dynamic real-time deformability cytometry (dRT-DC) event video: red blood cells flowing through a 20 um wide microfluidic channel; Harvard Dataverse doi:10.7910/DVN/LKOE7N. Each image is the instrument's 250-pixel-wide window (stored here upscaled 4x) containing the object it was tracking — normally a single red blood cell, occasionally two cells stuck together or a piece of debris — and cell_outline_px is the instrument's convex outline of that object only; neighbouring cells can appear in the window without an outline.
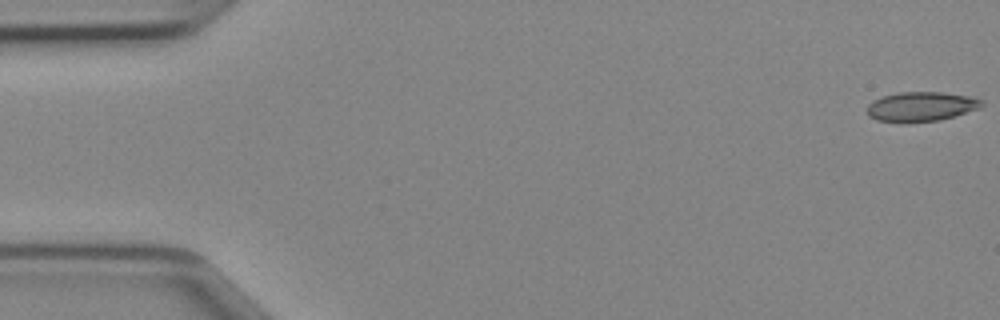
{"species": "Egyptian fruit bat (a non-hibernating species)", "species_latin": "Rousettus aegyptiacus", "temperature_condition": "cold", "stored_images_in_passage": 47, "camera_frame_rate_fps": 3000, "um_per_image_px": 0.085, "animal": {"sex": "female"}, "frame": {"image": 1, "passage_image": 1, "time_ms": 0.0, "image_size_px": [1000, 320], "cell_outline_px": [[976, 100], [968, 108], [952, 116], [932, 120], [880, 120], [872, 116], [868, 112], [868, 108], [876, 100], [888, 96], [908, 92], [932, 92], [960, 96]], "centroid_in_image_um": [78.09, 9.04], "position_along_channel_um": 6.9, "area_um2": 16.82}}
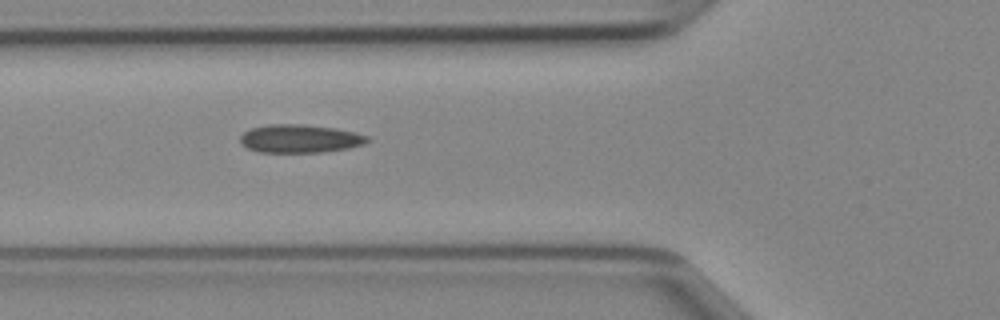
{"frame": {"image": 2, "passage_image": 17, "time_ms": 5.333, "image_size_px": [1000, 320], "cell_outline_px": [[364, 140], [356, 144], [340, 148], [312, 152], [268, 152], [252, 148], [244, 144], [240, 140], [244, 132], [256, 128], [324, 128], [348, 132], [364, 136]], "centroid_in_image_um": [25.38, 11.86], "position_along_channel_um": 100.4, "area_um2": 17.51}}
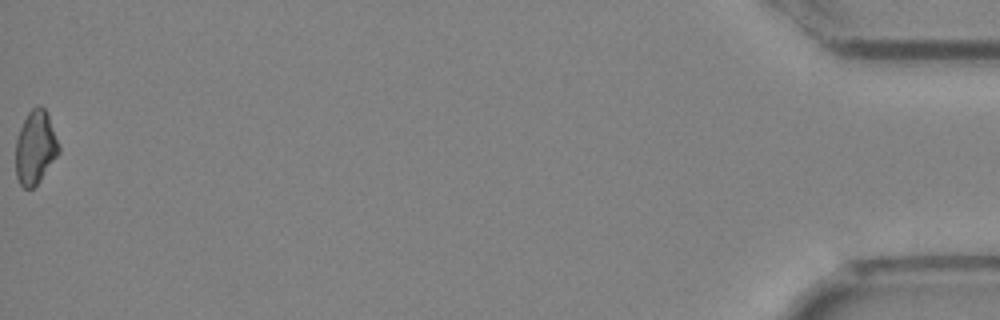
{"frame": {"image": 3, "passage_image": 47, "time_ms": 15.333, "image_size_px": [1000, 320], "cell_outline_px": [[60, 148], [56, 156], [36, 184], [32, 188], [24, 188], [20, 184], [16, 172], [16, 140], [24, 120], [32, 108], [44, 108], [48, 116]], "centroid_in_image_um": [2.98, 12.55], "position_along_channel_um": 432.2, "area_um2": 17.57}}